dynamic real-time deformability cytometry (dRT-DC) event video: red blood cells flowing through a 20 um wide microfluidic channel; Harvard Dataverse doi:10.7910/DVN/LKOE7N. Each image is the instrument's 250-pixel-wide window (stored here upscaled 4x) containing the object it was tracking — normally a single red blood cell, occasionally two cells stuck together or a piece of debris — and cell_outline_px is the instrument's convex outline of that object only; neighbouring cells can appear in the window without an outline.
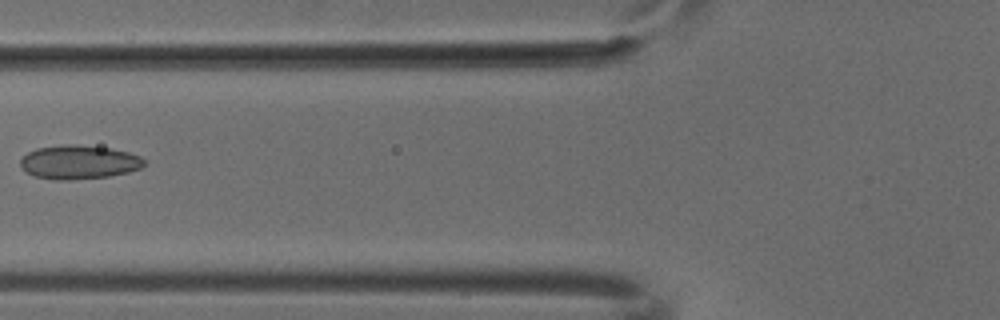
{"species": "common noctule bat (a hibernating species)", "species_latin": "Nyctalus noctula", "temperature_condition": "cold", "stored_images_in_passage": 4, "camera_frame_rate_fps": 3000, "um_per_image_px": 0.085, "animal": {"sex": "male", "body_mass_g": 18.8}, "frame": {"image": 1, "passage_image": 2, "time_ms": 0.333, "image_size_px": [1000, 320], "cell_outline_px": [[148, 164], [140, 168], [128, 172], [108, 176], [72, 180], [56, 180], [32, 176], [24, 172], [20, 168], [20, 160], [28, 152], [36, 148], [68, 144], [76, 144], [112, 148], [128, 152], [140, 156], [148, 160]], "centroid_in_image_um": [6.71, 13.78], "position_along_channel_um": 119.1, "area_um2": 24.85}}
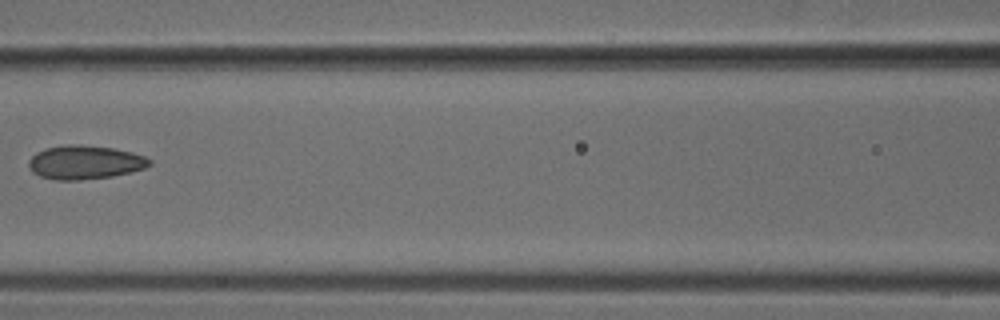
{"frame": {"image": 2, "passage_image": 3, "time_ms": 0.667, "image_size_px": [1000, 320], "cell_outline_px": [[152, 164], [144, 168], [132, 172], [112, 176], [80, 180], [56, 180], [40, 176], [32, 172], [28, 164], [28, 160], [36, 152], [44, 148], [64, 144], [80, 144], [112, 148], [132, 152], [144, 156], [152, 160]], "centroid_in_image_um": [7.2, 13.79], "position_along_channel_um": 159.4, "area_um2": 23.99}}
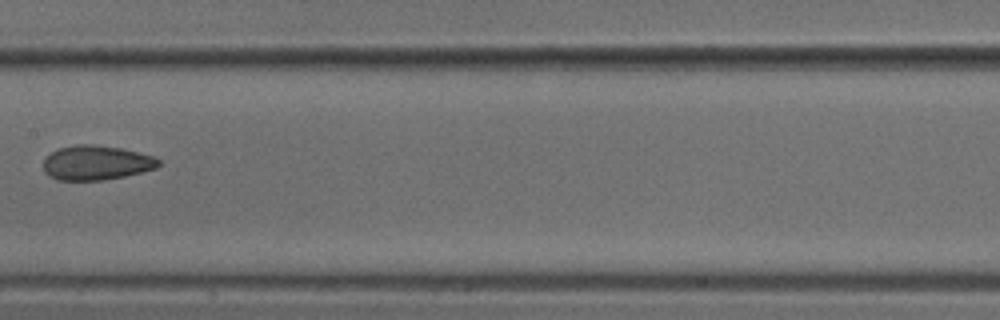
{"frame": {"image": 3, "passage_image": 4, "time_ms": 1.0, "image_size_px": [1000, 320], "cell_outline_px": [[160, 164], [156, 168], [124, 176], [104, 180], [56, 180], [48, 176], [44, 172], [44, 160], [52, 152], [60, 148], [76, 144], [92, 144], [120, 148], [152, 156], [160, 160]], "centroid_in_image_um": [8.15, 13.84], "position_along_channel_um": 199.2, "area_um2": 23.0}}